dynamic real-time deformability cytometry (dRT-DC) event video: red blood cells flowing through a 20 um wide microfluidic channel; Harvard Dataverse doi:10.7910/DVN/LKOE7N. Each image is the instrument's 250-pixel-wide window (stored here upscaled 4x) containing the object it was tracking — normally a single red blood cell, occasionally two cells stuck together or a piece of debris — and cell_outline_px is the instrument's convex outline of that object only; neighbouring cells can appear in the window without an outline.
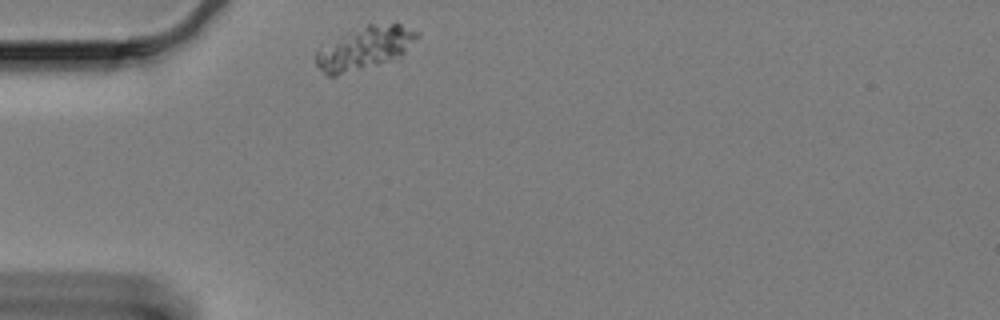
{"species": "Egyptian fruit bat (a non-hibernating species)", "species_latin": "Rousettus aegyptiacus", "temperature_condition": "cold", "stored_images_in_passage": 41, "camera_frame_rate_fps": 3000, "um_per_image_px": 0.085, "animal": {"sex": "female"}, "frame": {"image": 1, "passage_image": 1, "time_ms": 0.0, "image_size_px": [1000, 320], "cell_outline_px": [[420, 36], [396, 60], [336, 76], [328, 76], [316, 64], [316, 52], [340, 36], [368, 24], [400, 24], [420, 32]], "centroid_in_image_um": [31.06, 4.1], "position_along_channel_um": 53.9, "area_um2": 24.97}}
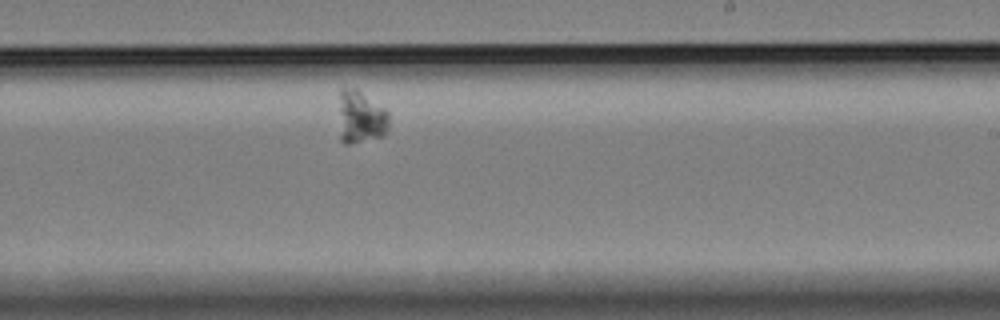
{"frame": {"image": 2, "passage_image": 24, "time_ms": 7.667, "image_size_px": [1000, 320], "cell_outline_px": [[388, 128], [384, 136], [348, 144], [344, 144], [340, 140], [340, 88], [356, 88], [384, 108], [388, 112]], "centroid_in_image_um": [30.66, 9.96], "position_along_channel_um": 258.3, "area_um2": 15.32}}
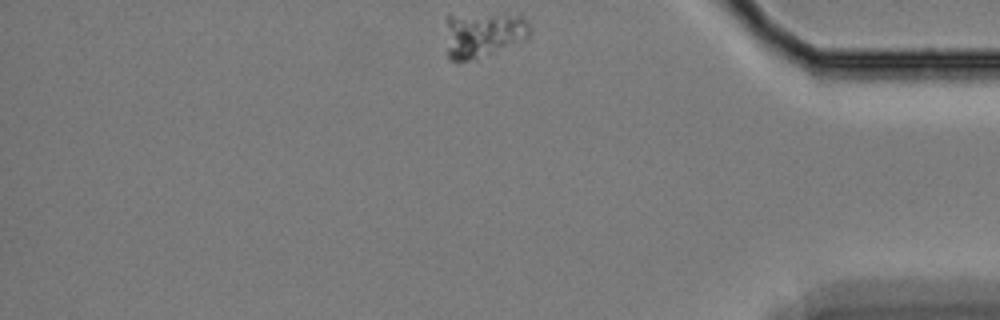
{"frame": {"image": 3, "passage_image": 41, "time_ms": 13.333, "image_size_px": [1000, 320], "cell_outline_px": [[532, 32], [528, 40], [476, 60], [452, 60], [448, 56], [444, 16], [524, 16]], "centroid_in_image_um": [41.09, 2.99], "position_along_channel_um": 394.1, "area_um2": 22.31}}